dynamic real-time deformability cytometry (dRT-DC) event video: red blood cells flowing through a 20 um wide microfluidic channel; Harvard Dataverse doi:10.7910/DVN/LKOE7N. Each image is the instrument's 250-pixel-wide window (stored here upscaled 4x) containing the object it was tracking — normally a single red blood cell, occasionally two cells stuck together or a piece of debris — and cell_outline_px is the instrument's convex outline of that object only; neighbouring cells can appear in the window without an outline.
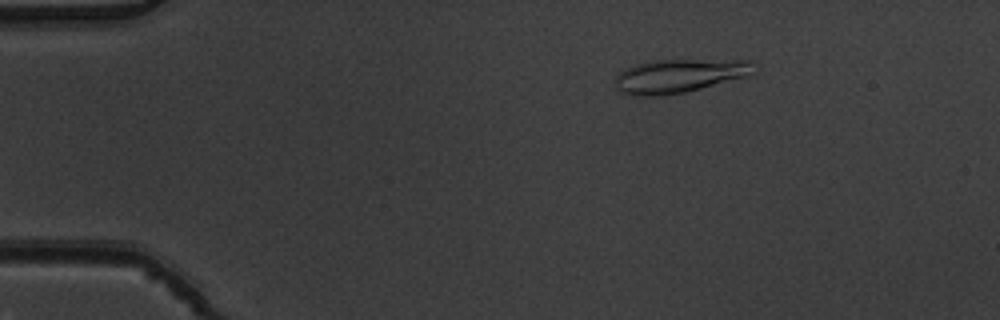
{"species": "common noctule bat (a hibernating species)", "species_latin": "Nyctalus noctula", "temperature_condition": "warm", "stored_images_in_passage": 52, "camera_frame_rate_fps": 3000, "um_per_image_px": 0.085, "animal": {"sex": "male", "body_mass_g": 19.5, "forearm_length_mm": 54.6}, "frame": {"image": 1, "passage_image": 9, "time_ms": 2.667, "image_size_px": [1000, 320], "cell_outline_px": [[756, 72], [748, 76], [684, 92], [660, 96], [636, 96], [620, 92], [616, 88], [616, 76], [620, 72], [636, 64], [652, 60], [752, 60]], "centroid_in_image_um": [57.75, 6.44], "position_along_channel_um": 27.3, "area_um2": 27.11}}
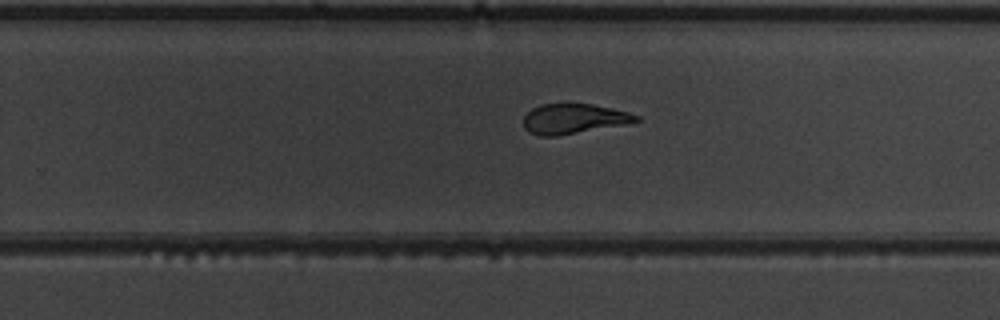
{"frame": {"image": 2, "passage_image": 34, "time_ms": 11.0, "image_size_px": [1000, 320], "cell_outline_px": [[640, 120], [628, 124], [556, 136], [540, 136], [528, 132], [524, 128], [524, 116], [532, 108], [540, 104], [592, 104], [612, 108], [628, 112], [640, 116]], "centroid_in_image_um": [48.77, 10.1], "position_along_channel_um": 281.0, "area_um2": 19.71}}
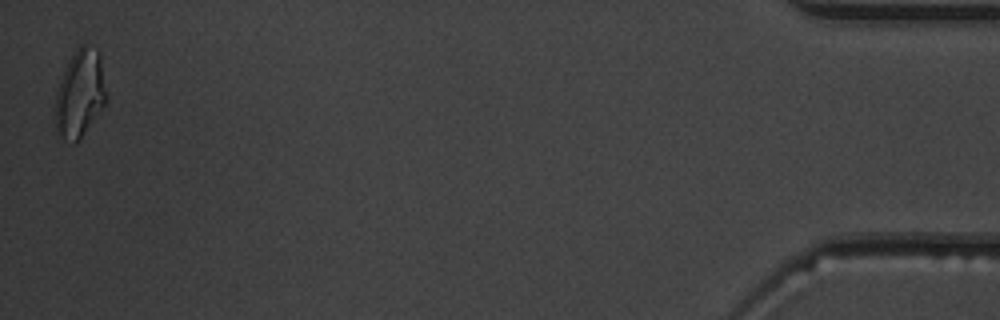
{"frame": {"image": 3, "passage_image": 52, "time_ms": 17.0, "image_size_px": [1000, 320], "cell_outline_px": [[108, 100], [80, 136], [72, 144], [64, 140], [56, 132], [56, 92], [60, 80], [72, 56], [80, 44], [84, 40], [100, 52]], "centroid_in_image_um": [6.82, 7.9], "position_along_channel_um": 428.4, "area_um2": 25.84}, "authors_computed_cell_mechanics": {"area_um2": 21.7328, "velocity_mm_per_s": 3.8946, "shape_relaxation_time_tau1_ms": 6.8923, "shape_relaxation_time_tau2_ms": 1.2284, "deformation_change_tau1": 0.2467, "deformation_change_tau2": 0.0828}}